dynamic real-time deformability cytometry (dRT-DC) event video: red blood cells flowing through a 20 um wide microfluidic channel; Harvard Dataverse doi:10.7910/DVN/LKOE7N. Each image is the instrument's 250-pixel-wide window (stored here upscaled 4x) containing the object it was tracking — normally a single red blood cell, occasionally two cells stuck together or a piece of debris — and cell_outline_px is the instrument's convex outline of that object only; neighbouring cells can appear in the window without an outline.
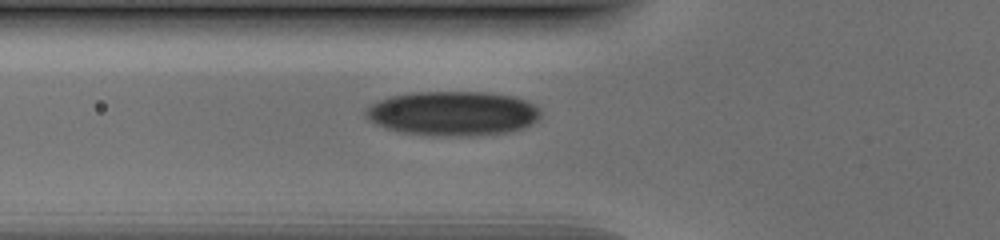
{"species": "human", "species_latin": "Homo sapiens", "temperature_condition": "cold", "stored_images_in_passage": 34, "camera_frame_rate_fps": 3000, "um_per_image_px": 0.085, "donor": {"sex": "male"}, "frame": {"image": 1, "passage_image": 2, "time_ms": 0.333, "image_size_px": [1000, 240], "cell_outline_px": [[540, 116], [536, 120], [520, 128], [504, 132], [460, 136], [400, 132], [384, 128], [368, 120], [364, 116], [364, 108], [388, 96], [408, 92], [484, 92], [512, 96], [524, 100], [540, 108]], "centroid_in_image_um": [38.4, 9.61], "position_along_channel_um": 87.4, "area_um2": 44.91}}
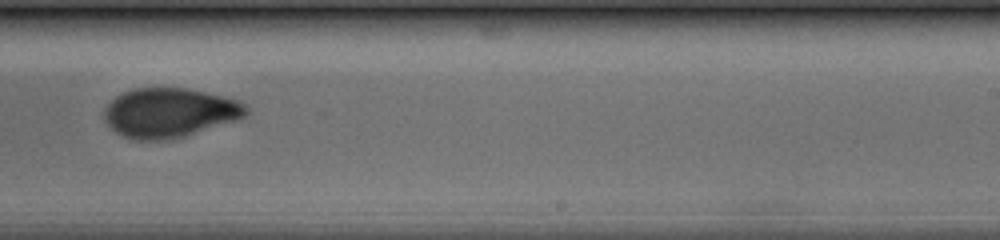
{"frame": {"image": 2, "passage_image": 16, "time_ms": 5.0, "image_size_px": [1000, 240], "cell_outline_px": [[248, 116], [240, 120], [184, 136], [168, 140], [132, 140], [116, 132], [104, 120], [104, 108], [116, 96], [132, 88], [188, 88], [224, 96], [240, 100], [248, 108]], "centroid_in_image_um": [14.45, 9.58], "position_along_channel_um": 274.5, "area_um2": 41.27}}
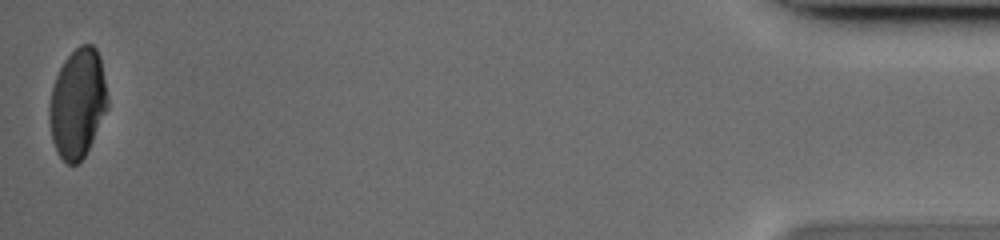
{"frame": {"image": 3, "passage_image": 34, "time_ms": 11.0, "image_size_px": [1000, 240], "cell_outline_px": [[108, 108], [84, 156], [76, 164], [68, 164], [60, 156], [52, 140], [48, 120], [48, 108], [52, 88], [56, 76], [64, 60], [80, 44], [92, 44], [96, 48], [100, 56], [108, 100]], "centroid_in_image_um": [6.58, 8.76], "position_along_channel_um": 428.6, "area_um2": 36.88}}